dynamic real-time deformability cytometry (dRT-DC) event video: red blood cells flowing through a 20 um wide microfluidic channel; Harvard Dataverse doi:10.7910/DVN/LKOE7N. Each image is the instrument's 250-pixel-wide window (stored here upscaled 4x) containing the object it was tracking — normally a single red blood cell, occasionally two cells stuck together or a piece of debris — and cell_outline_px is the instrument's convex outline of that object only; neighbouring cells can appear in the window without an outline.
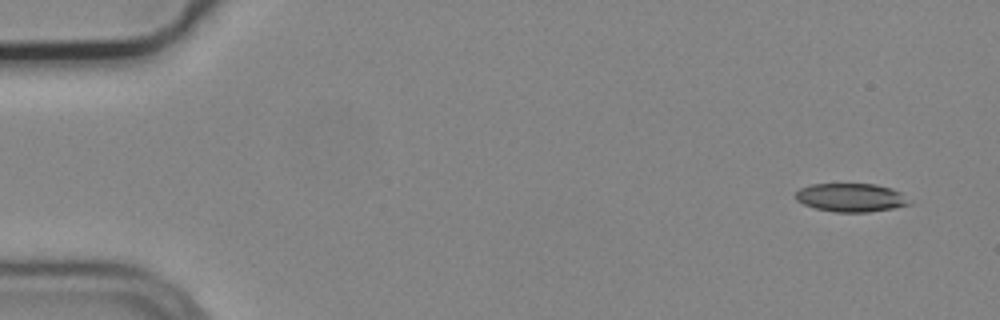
{"species": "common noctule bat (a hibernating species)", "species_latin": "Nyctalus noctula", "temperature_condition": "cold", "stored_images_in_passage": 5, "camera_frame_rate_fps": 3000, "um_per_image_px": 0.085, "animal": {"sex": "male", "body_mass_g": 19.2, "forearm_length_mm": 51.8}, "frame": {"image": 1, "passage_image": 1, "time_ms": 0.0, "image_size_px": [1000, 320], "cell_outline_px": [[912, 204], [892, 208], [868, 212], [836, 212], [816, 208], [804, 204], [796, 200], [796, 192], [800, 188], [812, 184], [876, 184], [892, 188], [900, 192]], "centroid_in_image_um": [72.33, 16.79], "position_along_channel_um": 12.7, "area_um2": 18.73}}
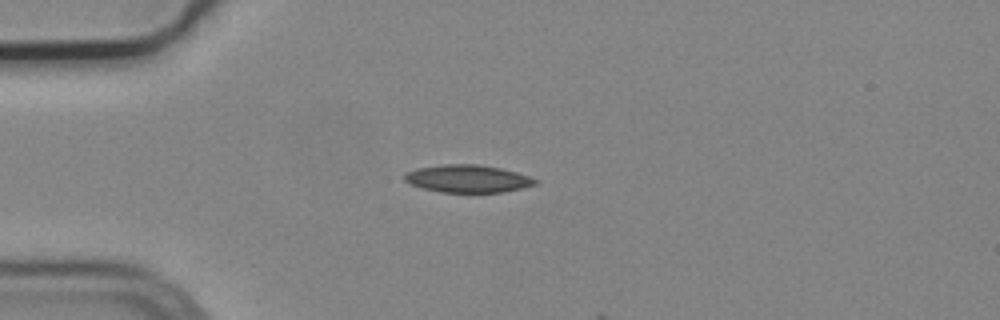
{"frame": {"image": 2, "passage_image": 4, "time_ms": 1.0, "image_size_px": [1000, 320], "cell_outline_px": [[540, 184], [500, 192], [440, 192], [424, 188], [412, 184], [404, 180], [404, 176], [408, 172], [416, 168], [444, 164], [476, 164], [500, 168], [516, 172], [540, 180]], "centroid_in_image_um": [39.79, 15.18], "position_along_channel_um": 45.2, "area_um2": 20.87}}